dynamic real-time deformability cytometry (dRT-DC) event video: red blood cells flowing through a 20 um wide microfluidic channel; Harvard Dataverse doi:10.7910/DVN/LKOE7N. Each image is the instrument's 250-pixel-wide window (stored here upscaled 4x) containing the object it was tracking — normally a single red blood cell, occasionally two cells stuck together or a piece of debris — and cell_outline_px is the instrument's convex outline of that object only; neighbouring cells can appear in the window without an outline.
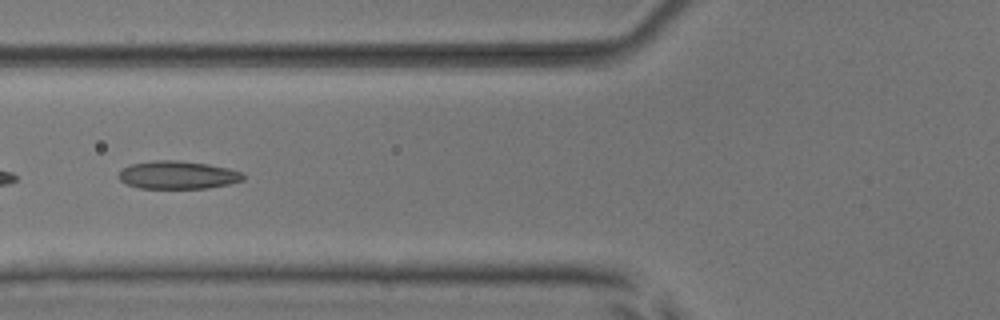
{"species": "common noctule bat (a hibernating species)", "species_latin": "Nyctalus noctula", "temperature_condition": "room temperature", "stored_images_in_passage": 46, "camera_frame_rate_fps": 3000, "um_per_image_px": 0.085, "animal": {"sex": "male", "body_mass_g": 17.9, "forearm_length_mm": 54.2}, "frame": {"image": 1, "passage_image": 14, "time_ms": 4.333, "image_size_px": [1000, 320], "cell_outline_px": [[244, 180], [228, 184], [208, 188], [140, 188], [128, 184], [120, 180], [120, 172], [124, 168], [132, 164], [156, 160], [176, 160], [208, 164], [240, 172], [244, 176]], "centroid_in_image_um": [15.11, 14.88], "position_along_channel_um": 110.7, "area_um2": 19.88}}
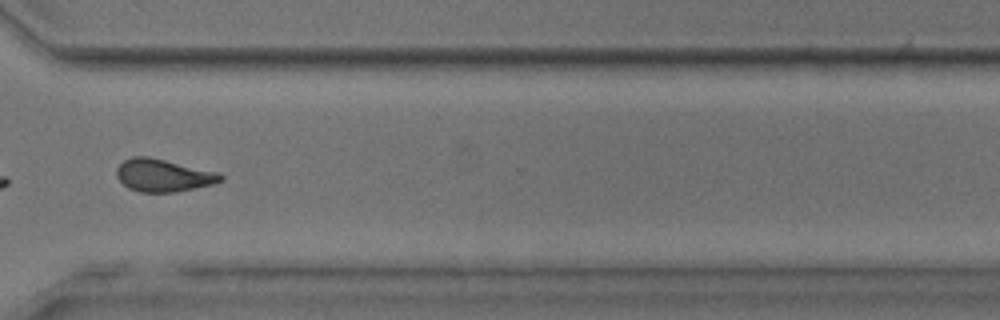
{"frame": {"image": 2, "passage_image": 33, "time_ms": 10.667, "image_size_px": [1000, 320], "cell_outline_px": [[224, 180], [212, 184], [176, 192], [140, 192], [128, 188], [116, 176], [116, 168], [124, 160], [132, 156], [148, 156], [216, 172], [224, 176]], "centroid_in_image_um": [13.85, 14.91], "position_along_channel_um": 356.8, "area_um2": 19.59}}
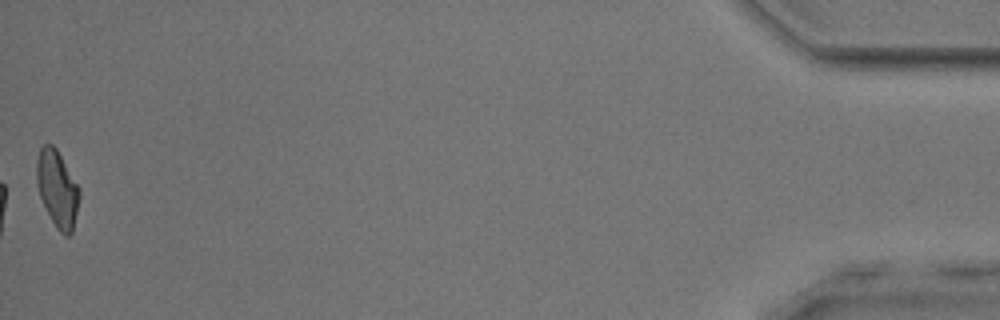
{"frame": {"image": 3, "passage_image": 46, "time_ms": 15.0, "image_size_px": [1000, 320], "cell_outline_px": [[80, 196], [72, 232], [68, 236], [64, 236], [56, 228], [40, 196], [36, 184], [36, 160], [40, 148], [44, 144], [52, 144], [56, 148], [80, 188]], "centroid_in_image_um": [4.87, 16.03], "position_along_channel_um": 430.3, "area_um2": 19.02}, "authors_computed_cell_mechanics": {"area_um2": 19.6231, "velocity_mm_per_s": 3.8849, "shape_relaxation_time_tau1_ms": null, "shape_relaxation_time_tau2_ms": 2.7891, "deformation_change_tau1": null, "deformation_change_tau2": 0.0938}}